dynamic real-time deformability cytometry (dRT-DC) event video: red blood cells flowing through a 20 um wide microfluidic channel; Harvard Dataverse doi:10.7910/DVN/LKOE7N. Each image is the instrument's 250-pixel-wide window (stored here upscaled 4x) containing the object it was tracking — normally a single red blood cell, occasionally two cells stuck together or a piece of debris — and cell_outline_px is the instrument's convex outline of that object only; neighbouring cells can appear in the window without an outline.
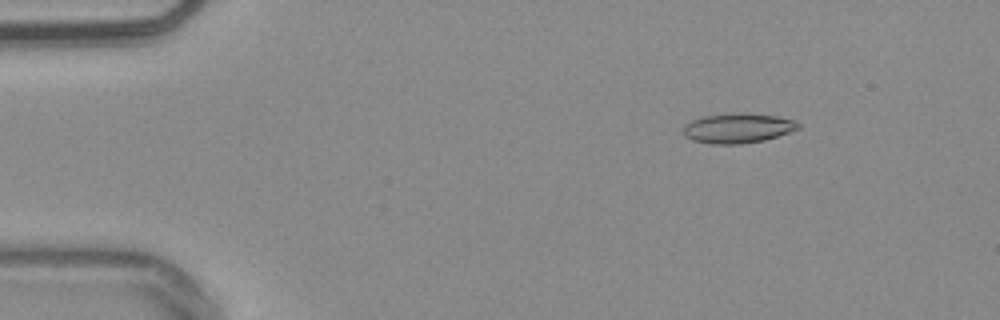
{"species": "common noctule bat (a hibernating species)", "species_latin": "Nyctalus noctula", "temperature_condition": "warm", "stored_images_in_passage": 47, "camera_frame_rate_fps": 3000, "um_per_image_px": 0.085, "animal": {"sex": "male", "body_mass_g": 20.4}, "frame": {"image": 1, "passage_image": 1, "time_ms": 0.0, "image_size_px": [1000, 320], "cell_outline_px": [[800, 128], [764, 140], [740, 144], [708, 144], [692, 140], [684, 136], [684, 124], [700, 116], [740, 112], [776, 116], [792, 120], [800, 124]], "centroid_in_image_um": [62.66, 10.89], "position_along_channel_um": 22.3, "area_um2": 20.0}}
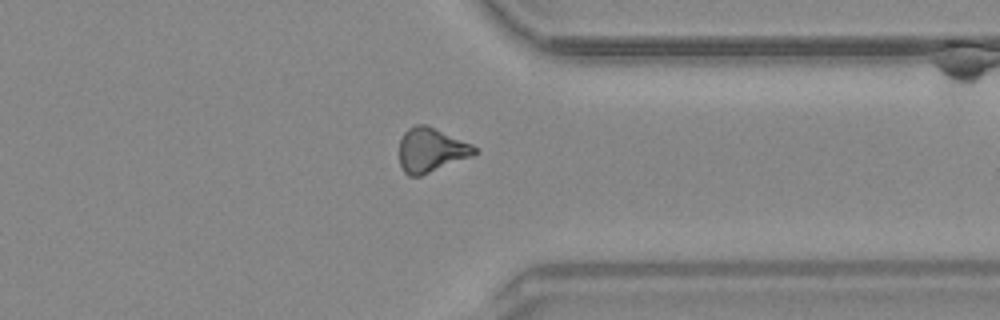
{"frame": {"image": 2, "passage_image": 35, "time_ms": 11.333, "image_size_px": [1000, 320], "cell_outline_px": [[476, 152], [472, 156], [420, 176], [408, 176], [404, 172], [400, 164], [400, 140], [404, 132], [408, 128], [416, 124], [428, 124], [472, 144], [476, 148]], "centroid_in_image_um": [36.62, 12.73], "position_along_channel_um": 374.8, "area_um2": 19.42}}
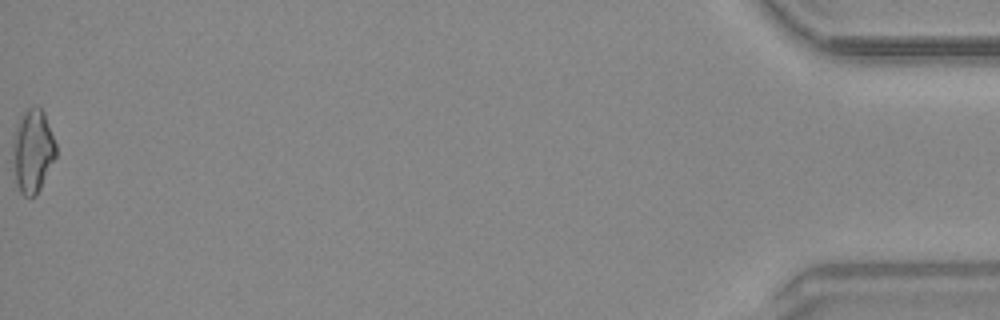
{"frame": {"image": 3, "passage_image": 47, "time_ms": 15.333, "image_size_px": [1000, 320], "cell_outline_px": [[56, 156], [36, 196], [24, 196], [20, 192], [16, 184], [12, 156], [12, 140], [16, 128], [24, 112], [32, 104], [36, 104], [44, 112], [56, 144]], "centroid_in_image_um": [2.77, 12.82], "position_along_channel_um": 432.4, "area_um2": 20.98}}